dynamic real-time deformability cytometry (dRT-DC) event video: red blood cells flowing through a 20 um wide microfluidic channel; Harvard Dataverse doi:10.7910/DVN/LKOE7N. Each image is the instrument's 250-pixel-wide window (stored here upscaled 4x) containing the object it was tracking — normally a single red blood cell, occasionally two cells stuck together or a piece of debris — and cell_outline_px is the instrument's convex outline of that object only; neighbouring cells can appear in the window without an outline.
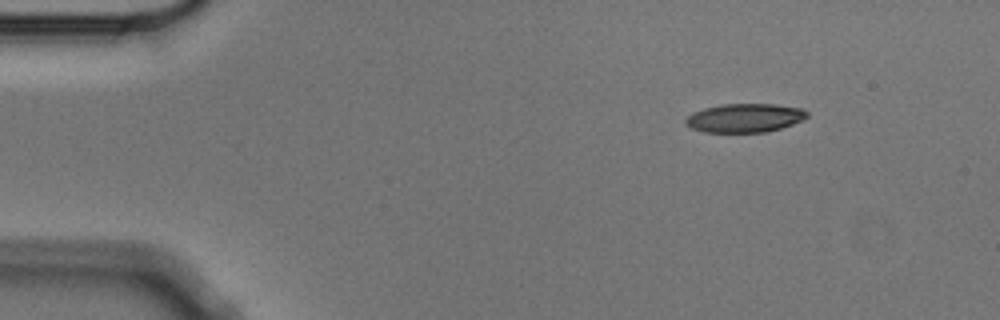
{"species": "Egyptian fruit bat (a non-hibernating species)", "species_latin": "Rousettus aegyptiacus", "temperature_condition": "cold", "stored_images_in_passage": 6, "camera_frame_rate_fps": 3000, "um_per_image_px": 0.085, "animal": {"sex": "male"}, "frame": {"image": 1, "passage_image": 1, "time_ms": 0.0, "image_size_px": [1000, 320], "cell_outline_px": [[808, 116], [804, 120], [780, 128], [764, 132], [704, 132], [692, 128], [684, 124], [684, 120], [692, 112], [704, 108], [720, 104], [776, 104], [804, 108], [808, 112]], "centroid_in_image_um": [63.31, 10.01], "position_along_channel_um": 21.7, "area_um2": 20.52}}
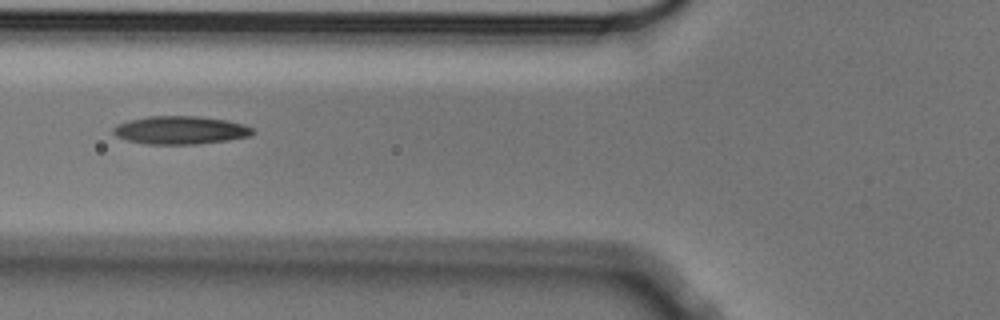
{"frame": {"image": 2, "passage_image": 5, "time_ms": 1.333, "image_size_px": [1000, 320], "cell_outline_px": [[256, 132], [252, 136], [228, 140], [196, 144], [144, 144], [128, 140], [116, 136], [112, 132], [112, 128], [128, 120], [148, 116], [200, 116], [228, 120], [244, 124], [256, 128]], "centroid_in_image_um": [15.4, 11.06], "position_along_channel_um": 110.4, "area_um2": 23.12}}
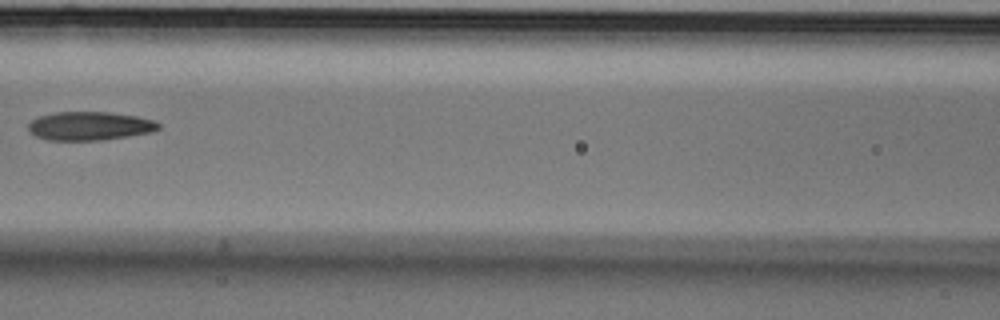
{"frame": {"image": 3, "passage_image": 6, "time_ms": 1.667, "image_size_px": [1000, 320], "cell_outline_px": [[160, 128], [152, 132], [128, 136], [100, 140], [48, 140], [36, 136], [28, 132], [28, 124], [32, 120], [40, 116], [56, 112], [108, 112], [136, 116], [152, 120], [160, 124]], "centroid_in_image_um": [7.6, 10.71], "position_along_channel_um": 159.0, "area_um2": 21.62}}